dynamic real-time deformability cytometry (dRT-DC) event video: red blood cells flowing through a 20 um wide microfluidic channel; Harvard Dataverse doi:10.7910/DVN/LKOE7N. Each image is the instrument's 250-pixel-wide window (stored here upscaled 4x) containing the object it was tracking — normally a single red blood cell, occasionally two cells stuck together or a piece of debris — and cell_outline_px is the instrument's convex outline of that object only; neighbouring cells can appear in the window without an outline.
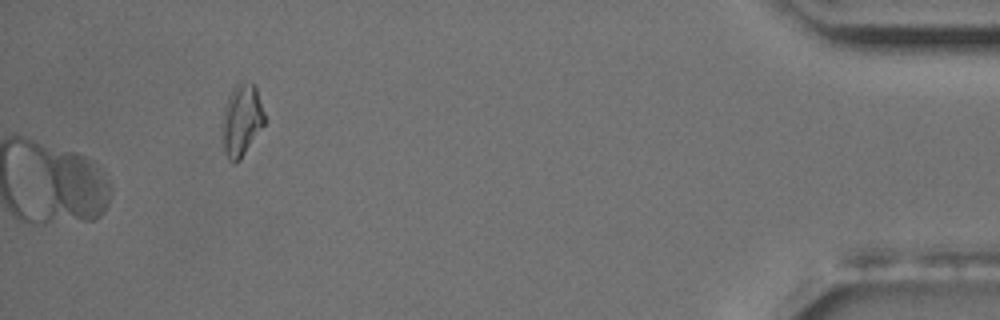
{"species": "common noctule bat (a hibernating species)", "species_latin": "Nyctalus noctula", "temperature_condition": "room temperature", "stored_images_in_passage": 42, "camera_frame_rate_fps": 3000, "um_per_image_px": 0.085, "animal": {"sex": "male", "body_mass_g": 17.5, "forearm_length_mm": 52.3}, "frame": {"image": 1, "passage_image": 42, "time_ms": 13.667, "image_size_px": [1000, 320], "cell_outline_px": [[264, 124], [240, 160], [236, 164], [232, 164], [224, 152], [224, 108], [228, 96], [232, 88], [240, 80], [256, 84], [264, 112]], "centroid_in_image_um": [20.56, 10.17], "position_along_channel_um": 414.6, "area_um2": 17.57}}